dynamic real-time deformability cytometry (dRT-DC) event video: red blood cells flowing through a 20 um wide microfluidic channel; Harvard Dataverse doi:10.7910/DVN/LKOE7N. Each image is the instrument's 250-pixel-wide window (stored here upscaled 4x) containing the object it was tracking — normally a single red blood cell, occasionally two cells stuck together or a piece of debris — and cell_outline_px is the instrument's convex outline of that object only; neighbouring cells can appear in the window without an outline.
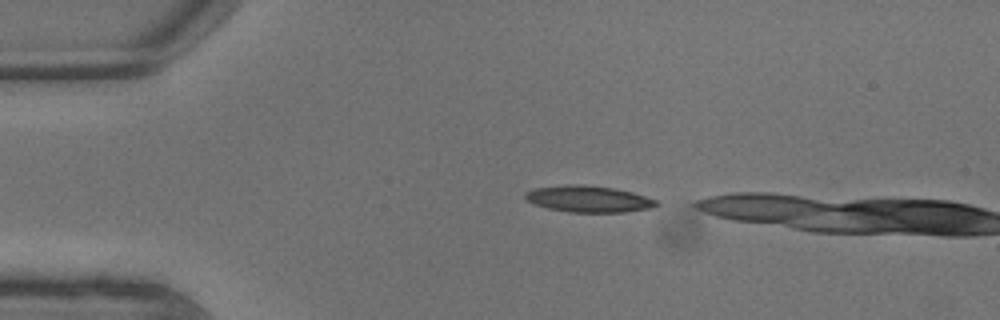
{"species": "common noctule bat (a hibernating species)", "species_latin": "Nyctalus noctula", "temperature_condition": "warm", "stored_images_in_passage": 5, "segment_of_instrument_passage": [1, 2], "camera_frame_rate_fps": 3000, "um_per_image_px": 0.085, "animal": {"sex": "male", "body_mass_g": 13.3}, "frame": {"image": 1, "passage_image": 1, "time_ms": 0.0, "image_size_px": [1000, 320], "cell_outline_px": [[660, 204], [652, 208], [624, 212], [568, 212], [548, 208], [524, 200], [524, 192], [536, 188], [564, 184], [584, 184], [612, 188], [632, 192], [656, 200]], "centroid_in_image_um": [50.0, 16.91], "position_along_channel_um": 35.0, "area_um2": 20.29}}
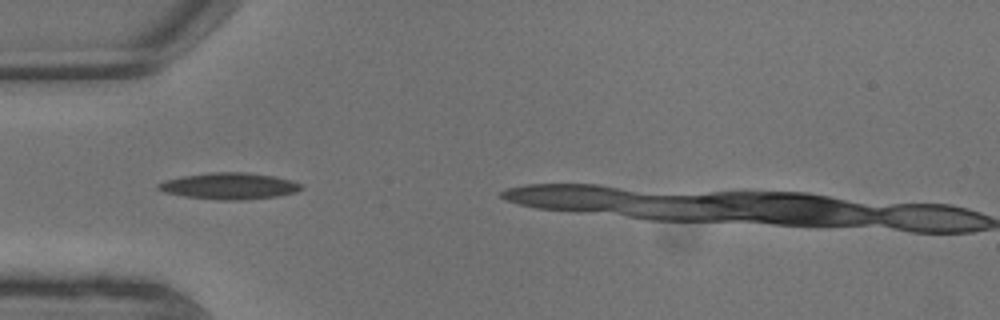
{"frame": {"image": 2, "passage_image": 3, "time_ms": 0.667, "image_size_px": [1000, 320], "cell_outline_px": [[304, 188], [296, 192], [280, 196], [240, 200], [220, 200], [184, 196], [164, 192], [156, 188], [156, 184], [164, 180], [184, 176], [208, 172], [244, 172], [272, 176], [292, 180], [300, 184]], "centroid_in_image_um": [19.48, 15.81], "position_along_channel_um": 65.5, "area_um2": 22.08}}
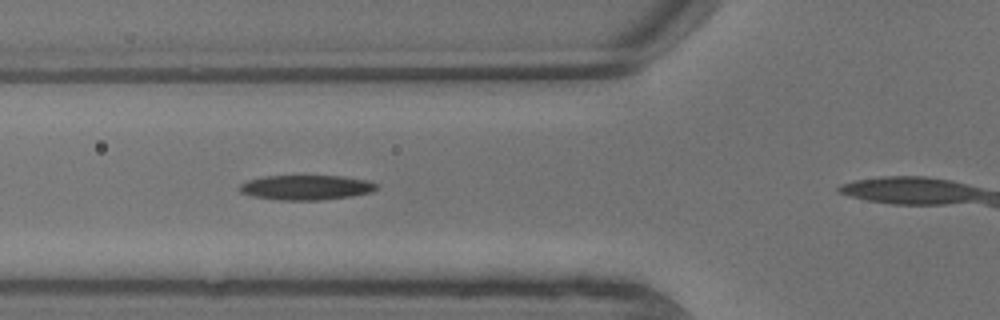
{"frame": {"image": 3, "passage_image": 4, "time_ms": 1.0, "image_size_px": [1000, 320], "cell_outline_px": [[380, 188], [372, 192], [352, 196], [320, 200], [280, 200], [252, 196], [240, 192], [240, 184], [248, 180], [264, 176], [344, 176], [368, 180], [376, 184]], "centroid_in_image_um": [26.06, 15.93], "position_along_channel_um": 99.7, "area_um2": 19.88}}